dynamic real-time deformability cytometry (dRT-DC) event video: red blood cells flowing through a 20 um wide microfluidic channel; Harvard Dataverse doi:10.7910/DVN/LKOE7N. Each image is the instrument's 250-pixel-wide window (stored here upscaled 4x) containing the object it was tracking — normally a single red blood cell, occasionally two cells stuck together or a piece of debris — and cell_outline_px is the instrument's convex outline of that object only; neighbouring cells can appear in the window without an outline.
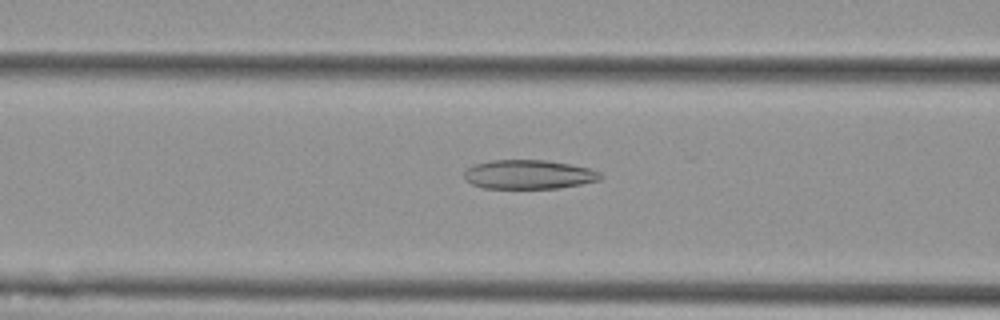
{"species": "Egyptian fruit bat (a non-hibernating species)", "species_latin": "Rousettus aegyptiacus", "temperature_condition": "cold", "stored_images_in_passage": 47, "camera_frame_rate_fps": 3000, "um_per_image_px": 0.085, "animal": {"sex": "female"}, "frame": {"image": 1, "passage_image": 15, "time_ms": 4.667, "image_size_px": [1000, 320], "cell_outline_px": [[600, 180], [560, 188], [484, 188], [472, 184], [464, 180], [464, 172], [468, 168], [476, 164], [492, 160], [544, 160], [592, 168], [600, 172]], "centroid_in_image_um": [44.93, 14.83], "position_along_channel_um": 121.7, "area_um2": 23.0}}
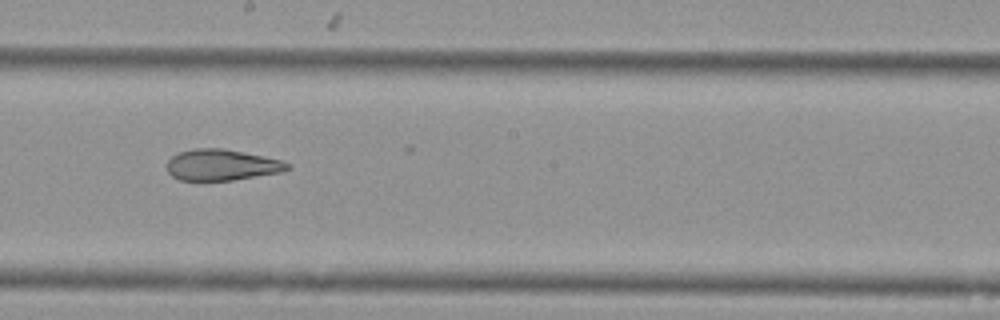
{"frame": {"image": 2, "passage_image": 24, "time_ms": 7.667, "image_size_px": [1000, 320], "cell_outline_px": [[292, 168], [280, 172], [232, 180], [180, 180], [172, 176], [168, 172], [168, 160], [172, 156], [180, 152], [196, 148], [224, 148], [284, 160]], "centroid_in_image_um": [18.87, 14.01], "position_along_channel_um": 229.3, "area_um2": 21.73}}
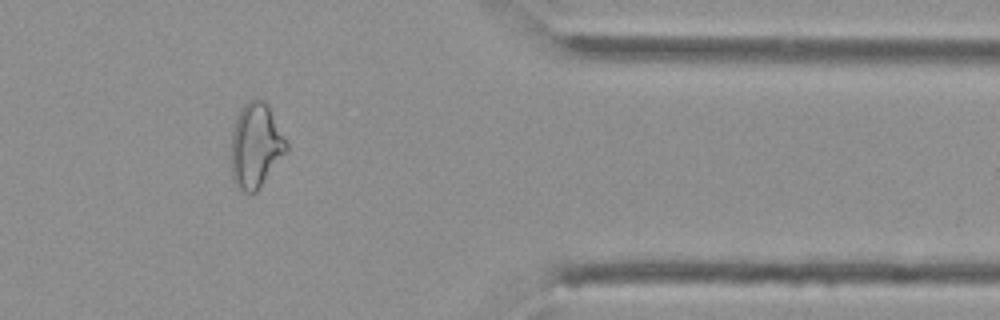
{"frame": {"image": 3, "passage_image": 39, "time_ms": 12.667, "image_size_px": [1000, 320], "cell_outline_px": [[288, 152], [256, 192], [244, 192], [236, 188], [232, 180], [232, 132], [236, 116], [240, 108], [248, 100], [256, 96], [264, 100], [268, 104], [288, 144]], "centroid_in_image_um": [21.75, 12.35], "position_along_channel_um": 389.7, "area_um2": 27.69}}